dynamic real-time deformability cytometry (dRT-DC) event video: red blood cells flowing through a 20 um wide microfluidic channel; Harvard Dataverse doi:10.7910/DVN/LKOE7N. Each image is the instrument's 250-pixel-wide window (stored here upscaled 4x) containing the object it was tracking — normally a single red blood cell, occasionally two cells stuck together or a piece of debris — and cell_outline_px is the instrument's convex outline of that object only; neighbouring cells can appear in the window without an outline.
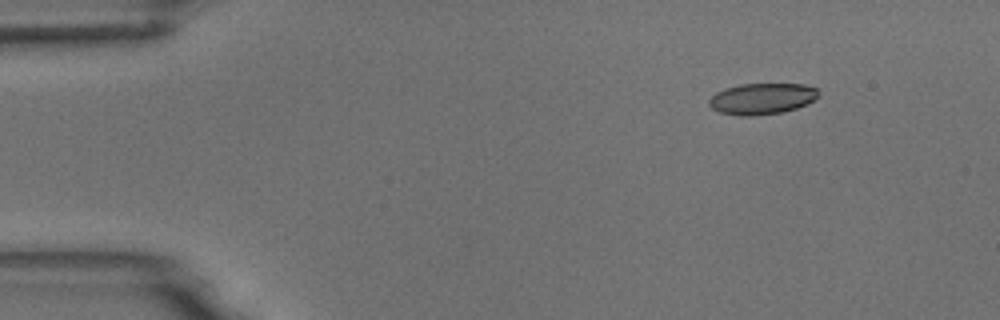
{"species": "common noctule bat (a hibernating species)", "species_latin": "Nyctalus noctula", "temperature_condition": "room temperature", "stored_images_in_passage": 7, "camera_frame_rate_fps": 3000, "um_per_image_px": 0.085, "animal": {"sex": "male", "body_mass_g": 18.8}, "frame": {"image": 1, "passage_image": 1, "time_ms": 0.0, "image_size_px": [1000, 320], "cell_outline_px": [[820, 96], [808, 104], [784, 112], [756, 116], [740, 116], [720, 112], [712, 108], [708, 104], [708, 100], [716, 92], [724, 88], [740, 84], [804, 84], [816, 88]], "centroid_in_image_um": [64.77, 8.39], "position_along_channel_um": 20.2, "area_um2": 20.11}}
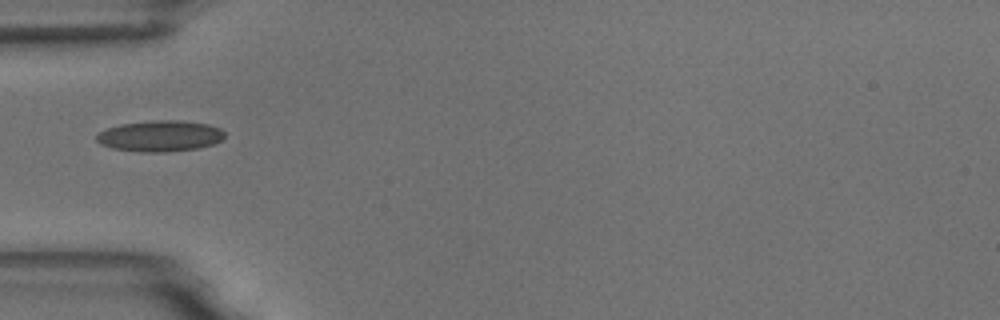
{"frame": {"image": 2, "passage_image": 4, "time_ms": 3.667, "image_size_px": [1000, 320], "cell_outline_px": [[224, 136], [216, 144], [196, 148], [168, 152], [140, 152], [112, 148], [100, 144], [96, 140], [96, 136], [100, 132], [108, 128], [120, 124], [152, 120], [180, 120], [208, 124], [220, 128], [224, 132]], "centroid_in_image_um": [13.61, 11.56], "position_along_channel_um": 71.4, "area_um2": 23.24}}